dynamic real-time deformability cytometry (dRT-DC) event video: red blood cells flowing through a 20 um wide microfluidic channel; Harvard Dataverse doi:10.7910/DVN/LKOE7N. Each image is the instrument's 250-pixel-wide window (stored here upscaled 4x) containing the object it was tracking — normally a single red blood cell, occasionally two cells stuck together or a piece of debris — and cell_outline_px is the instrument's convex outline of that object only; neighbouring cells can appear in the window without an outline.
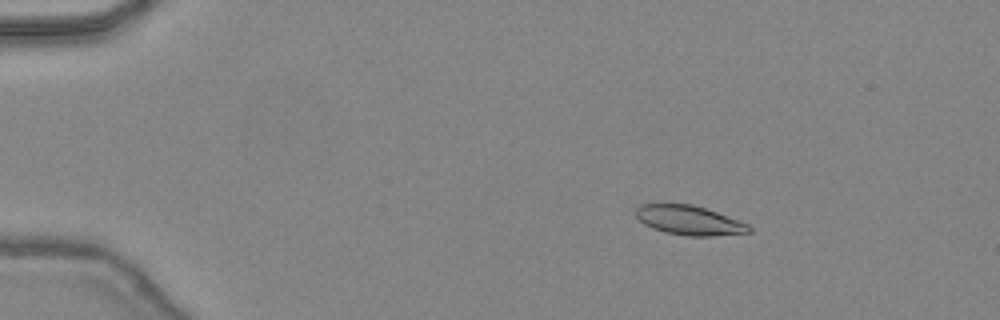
{"species": "common noctule bat (a hibernating species)", "species_latin": "Nyctalus noctula", "temperature_condition": "warm", "stored_images_in_passage": 48, "camera_frame_rate_fps": 3000, "um_per_image_px": 0.085, "animal": {"sex": "female", "body_mass_g": 24.6, "forearm_length_mm": 56.2}, "frame": {"image": 1, "passage_image": 9, "time_ms": 2.667, "image_size_px": [1000, 320], "cell_outline_px": [[752, 232], [712, 236], [688, 236], [664, 232], [652, 228], [644, 224], [636, 216], [636, 208], [640, 204], [692, 204], [716, 212], [748, 224], [752, 228]], "centroid_in_image_um": [58.57, 18.73], "position_along_channel_um": 26.4, "area_um2": 19.25}}
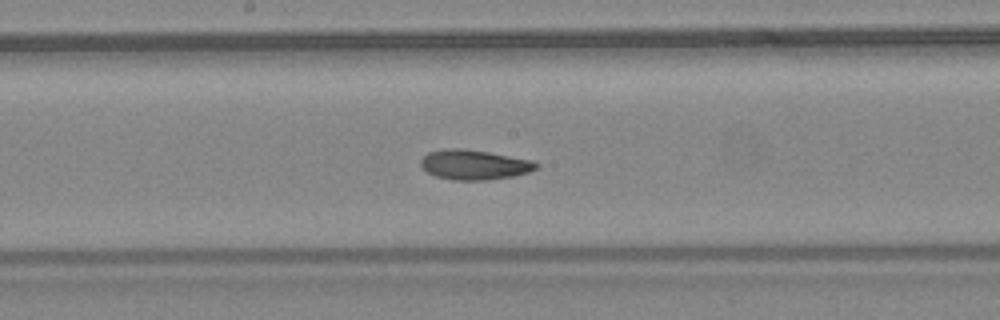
{"frame": {"image": 2, "passage_image": 27, "time_ms": 8.667, "image_size_px": [1000, 320], "cell_outline_px": [[540, 164], [536, 168], [528, 172], [512, 176], [488, 180], [452, 180], [436, 176], [428, 172], [420, 164], [420, 160], [428, 152], [444, 148], [460, 148], [488, 152], [532, 160]], "centroid_in_image_um": [40.29, 14.0], "position_along_channel_um": 207.9, "area_um2": 20.0}}
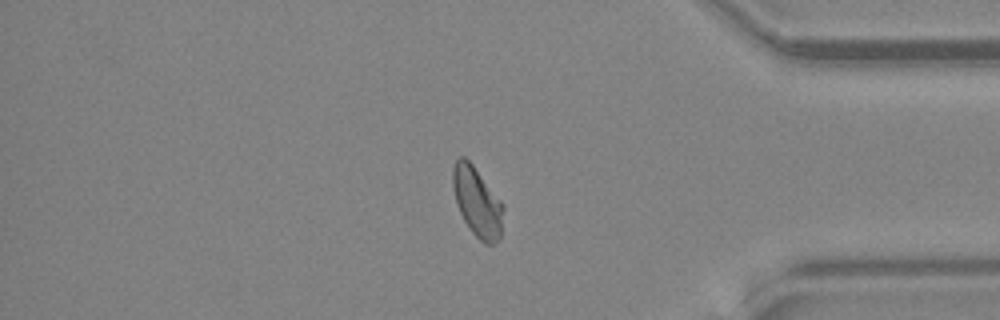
{"frame": {"image": 3, "passage_image": 41, "time_ms": 13.333, "image_size_px": [1000, 320], "cell_outline_px": [[504, 208], [500, 236], [492, 244], [484, 244], [472, 232], [464, 220], [456, 204], [452, 184], [452, 168], [456, 160], [460, 156], [464, 156], [472, 164], [504, 204]], "centroid_in_image_um": [40.55, 17.15], "position_along_channel_um": 394.7, "area_um2": 20.35}, "authors_computed_cell_mechanics": {"area_um2": 20.1433, "velocity_mm_per_s": 4.4717, "shape_relaxation_time_tau1_ms": 5.7222, "shape_relaxation_time_tau2_ms": 1.4867, "deformation_change_tau1": 0.1699, "deformation_change_tau2": 0.0715}}